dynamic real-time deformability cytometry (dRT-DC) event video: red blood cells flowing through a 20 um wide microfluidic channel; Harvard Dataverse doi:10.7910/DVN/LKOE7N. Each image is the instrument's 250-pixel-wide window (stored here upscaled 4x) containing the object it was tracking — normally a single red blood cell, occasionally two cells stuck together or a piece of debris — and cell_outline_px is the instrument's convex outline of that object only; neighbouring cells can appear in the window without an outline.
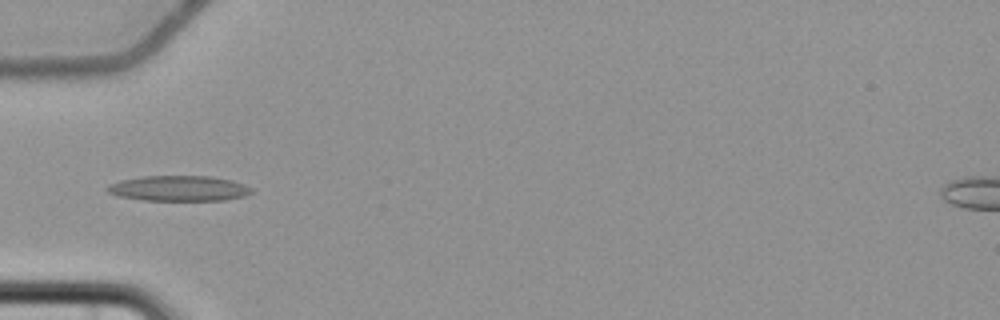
{"species": "common noctule bat (a hibernating species)", "species_latin": "Nyctalus noctula", "temperature_condition": "cold", "stored_images_in_passage": 6, "camera_frame_rate_fps": 3000, "um_per_image_px": 0.085, "animal": {"sex": "female", "body_mass_g": 22.7, "forearm_length_mm": 54.2}, "frame": {"image": 1, "passage_image": 6, "time_ms": 6.333, "image_size_px": [1000, 320], "cell_outline_px": [[252, 192], [244, 196], [224, 200], [144, 200], [116, 196], [108, 192], [104, 188], [108, 184], [120, 180], [144, 176], [208, 176], [232, 180], [244, 184], [252, 188]], "centroid_in_image_um": [15.16, 16.01], "position_along_channel_um": 69.8, "area_um2": 21.39}}